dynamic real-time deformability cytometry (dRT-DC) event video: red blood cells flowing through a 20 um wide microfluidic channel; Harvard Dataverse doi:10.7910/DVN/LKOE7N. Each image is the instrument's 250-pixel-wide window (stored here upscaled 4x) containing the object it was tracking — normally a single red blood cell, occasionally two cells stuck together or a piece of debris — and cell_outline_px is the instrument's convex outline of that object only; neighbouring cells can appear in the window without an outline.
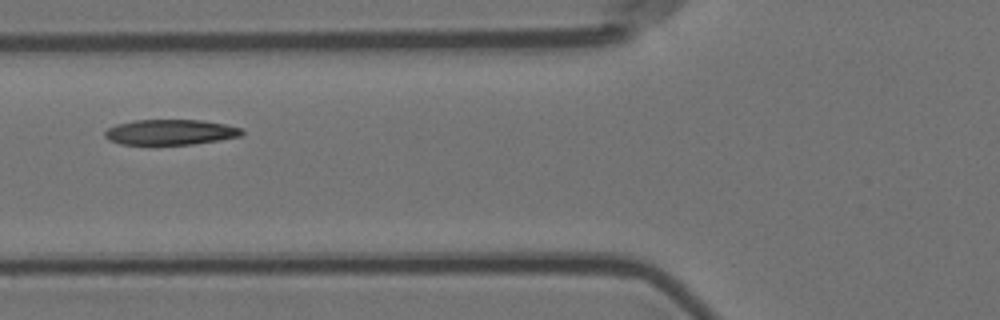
{"species": "Egyptian fruit bat (a non-hibernating species)", "species_latin": "Rousettus aegyptiacus", "temperature_condition": "room temperature", "stored_images_in_passage": 6, "camera_frame_rate_fps": 3000, "um_per_image_px": 0.085, "animal": {"sex": "female"}, "frame": {"image": 1, "passage_image": 5, "time_ms": 1.333, "image_size_px": [1000, 320], "cell_outline_px": [[244, 132], [240, 136], [220, 140], [192, 144], [120, 144], [108, 140], [104, 136], [104, 132], [108, 128], [116, 124], [136, 120], [200, 120], [224, 124], [240, 128]], "centroid_in_image_um": [14.45, 11.23], "position_along_channel_um": 111.3, "area_um2": 20.11}}
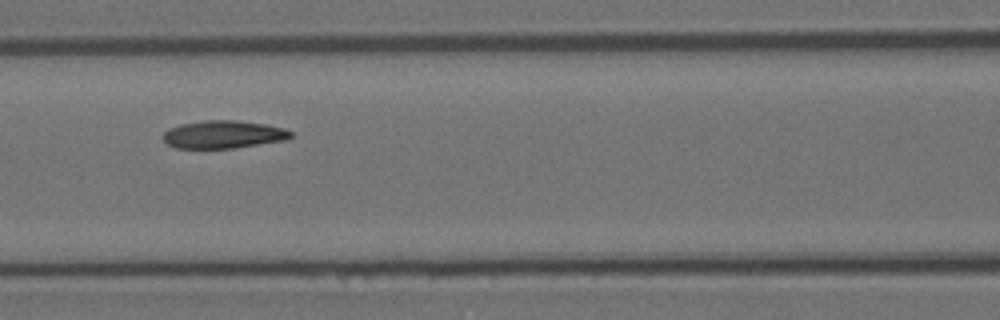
{"frame": {"image": 2, "passage_image": 6, "time_ms": 1.667, "image_size_px": [1000, 320], "cell_outline_px": [[292, 136], [288, 140], [232, 148], [176, 148], [168, 144], [164, 140], [164, 132], [168, 128], [180, 124], [204, 120], [236, 120], [264, 124], [284, 128], [292, 132]], "centroid_in_image_um": [19.0, 11.42], "position_along_channel_um": 147.6, "area_um2": 20.69}}